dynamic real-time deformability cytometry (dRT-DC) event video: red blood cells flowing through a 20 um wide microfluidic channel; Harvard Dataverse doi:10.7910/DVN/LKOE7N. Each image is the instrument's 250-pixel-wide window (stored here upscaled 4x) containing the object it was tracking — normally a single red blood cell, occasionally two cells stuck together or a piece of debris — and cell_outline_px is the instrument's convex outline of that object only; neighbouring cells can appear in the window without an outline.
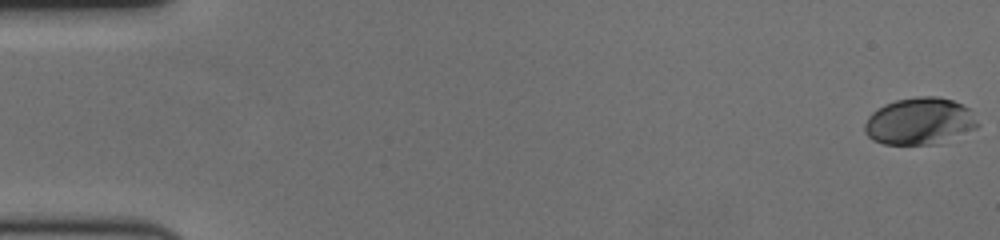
{"species": "human", "species_latin": "Homo sapiens", "temperature_condition": "cold", "stored_images_in_passage": 62, "camera_frame_rate_fps": 3000, "um_per_image_px": 0.085, "donor": {"sex": "female"}, "frame": {"image": 1, "passage_image": 1, "time_ms": 0.0, "image_size_px": [1000, 240], "cell_outline_px": [[980, 124], [976, 128], [936, 144], [884, 144], [872, 140], [864, 132], [864, 124], [868, 116], [872, 112], [884, 104], [896, 100], [916, 96], [936, 96], [952, 100], [968, 108]], "centroid_in_image_um": [78.13, 10.3], "position_along_channel_um": 6.9, "area_um2": 30.81}}
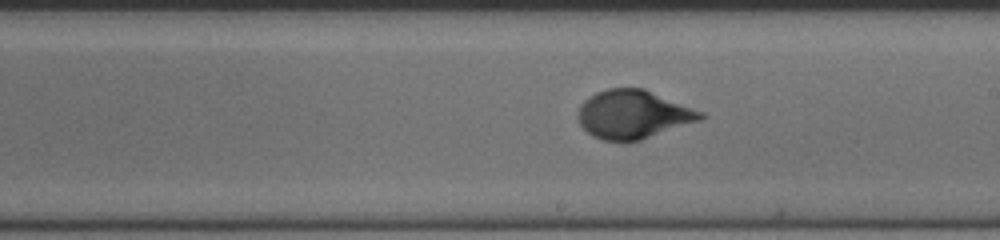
{"frame": {"image": 2, "passage_image": 36, "time_ms": 11.667, "image_size_px": [1000, 240], "cell_outline_px": [[708, 116], [700, 120], [640, 140], [624, 144], [600, 140], [592, 136], [580, 124], [576, 116], [576, 112], [580, 104], [588, 96], [596, 92], [608, 88], [644, 88], [704, 112]], "centroid_in_image_um": [53.78, 9.74], "position_along_channel_um": 235.2, "area_um2": 35.26}}
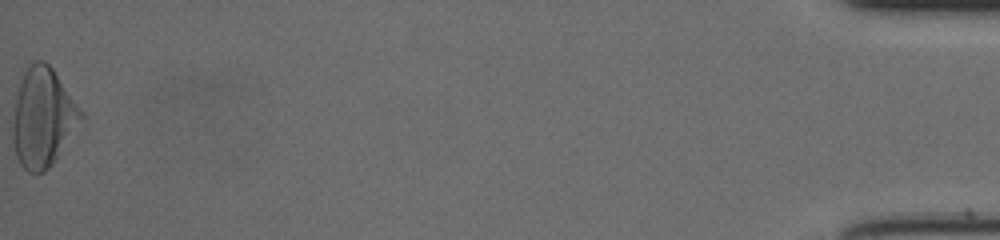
{"frame": {"image": 3, "passage_image": 62, "time_ms": 20.333, "image_size_px": [1000, 240], "cell_outline_px": [[84, 116], [52, 164], [44, 172], [36, 176], [28, 172], [20, 164], [16, 156], [12, 140], [12, 124], [16, 100], [20, 84], [24, 72], [36, 60], [44, 60], [52, 68], [84, 112]], "centroid_in_image_um": [3.64, 10.03], "position_along_channel_um": 431.6, "area_um2": 38.96}, "authors_computed_cell_mechanics": {"area_um2": 33.0327, "velocity_mm_per_s": 3.4431, "shape_relaxation_time_tau1_ms": 4.1224, "shape_relaxation_time_tau2_ms": null, "deformation_change_tau1": 0.1974, "deformation_change_tau2": null}}